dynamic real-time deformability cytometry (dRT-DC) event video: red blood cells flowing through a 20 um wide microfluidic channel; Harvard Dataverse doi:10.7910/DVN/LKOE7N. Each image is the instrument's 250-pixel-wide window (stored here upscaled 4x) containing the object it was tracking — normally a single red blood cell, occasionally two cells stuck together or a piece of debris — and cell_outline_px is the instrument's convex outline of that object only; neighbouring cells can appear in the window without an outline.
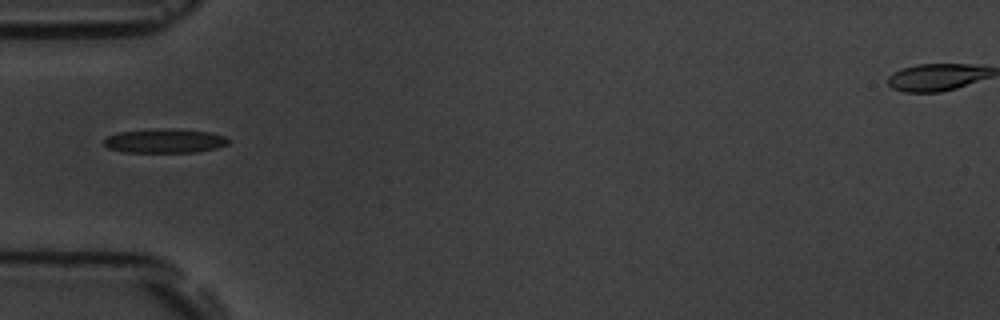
{"species": "common noctule bat (a hibernating species)", "species_latin": "Nyctalus noctula", "temperature_condition": "room temperature", "stored_images_in_passage": 2, "camera_frame_rate_fps": 3000, "um_per_image_px": 0.085, "animal": {"sex": "male", "body_mass_g": 19.5, "forearm_length_mm": 54.6}, "frame": {"image": 1, "passage_image": 1, "time_ms": 0.0, "image_size_px": [1000, 320], "cell_outline_px": [[232, 140], [228, 144], [216, 148], [196, 152], [124, 152], [108, 148], [104, 144], [104, 140], [108, 136], [116, 132], [156, 128], [168, 128], [208, 132], [224, 136]], "centroid_in_image_um": [13.99, 11.97], "position_along_channel_um": 71.0, "area_um2": 17.63}}
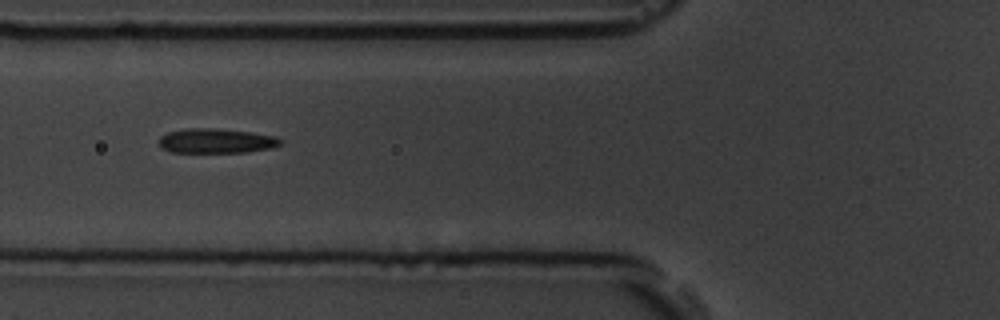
{"frame": {"image": 2, "passage_image": 2, "time_ms": 1.0, "image_size_px": [1000, 320], "cell_outline_px": [[284, 140], [280, 144], [268, 148], [244, 152], [172, 152], [160, 148], [160, 136], [168, 132], [184, 128], [216, 128], [248, 132], [276, 136]], "centroid_in_image_um": [18.34, 11.96], "position_along_channel_um": 107.5, "area_um2": 17.34}}